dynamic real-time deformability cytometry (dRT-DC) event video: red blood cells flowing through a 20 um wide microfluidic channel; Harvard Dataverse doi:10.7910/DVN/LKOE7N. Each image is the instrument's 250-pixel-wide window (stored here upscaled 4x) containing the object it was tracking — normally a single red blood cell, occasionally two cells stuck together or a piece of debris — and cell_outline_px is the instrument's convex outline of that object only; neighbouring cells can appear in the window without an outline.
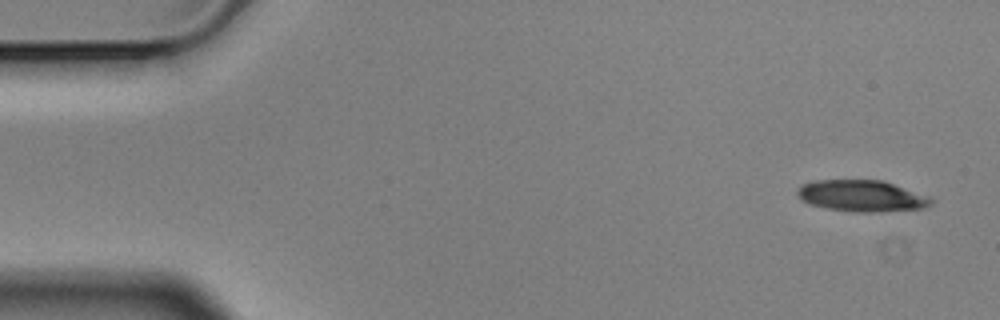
{"species": "Egyptian fruit bat (a non-hibernating species)", "species_latin": "Rousettus aegyptiacus", "temperature_condition": "cold", "stored_images_in_passage": 4, "camera_frame_rate_fps": 3000, "um_per_image_px": 0.085, "animal": {"sex": "male"}, "frame": {"image": 1, "passage_image": 1, "time_ms": 0.0, "image_size_px": [1000, 320], "cell_outline_px": [[932, 204], [920, 208], [872, 212], [860, 212], [828, 208], [808, 204], [796, 192], [800, 184], [812, 180], [884, 180], [932, 196]], "centroid_in_image_um": [73.27, 16.62], "position_along_channel_um": 11.7, "area_um2": 24.51}}